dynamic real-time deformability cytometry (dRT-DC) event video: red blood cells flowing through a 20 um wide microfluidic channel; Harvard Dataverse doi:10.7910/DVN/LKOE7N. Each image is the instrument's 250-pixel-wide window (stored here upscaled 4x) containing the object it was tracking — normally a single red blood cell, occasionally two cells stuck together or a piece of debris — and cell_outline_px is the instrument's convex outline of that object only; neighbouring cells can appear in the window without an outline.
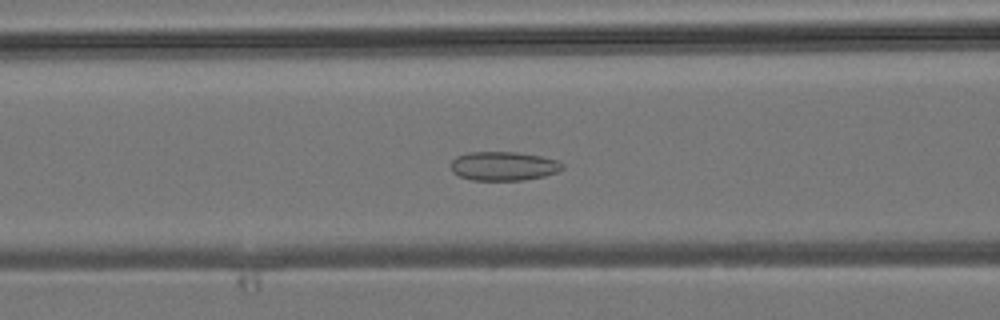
{"species": "common noctule bat (a hibernating species)", "species_latin": "Nyctalus noctula", "temperature_condition": "room temperature", "stored_images_in_passage": 32, "camera_frame_rate_fps": 3000, "um_per_image_px": 0.085, "animal": {"sex": "male", "body_mass_g": 19.2, "forearm_length_mm": 51.8}, "frame": {"image": 1, "passage_image": 13, "time_ms": 4.0, "image_size_px": [1000, 320], "cell_outline_px": [[564, 168], [556, 172], [544, 176], [524, 180], [472, 180], [460, 176], [452, 172], [452, 160], [456, 156], [468, 152], [516, 152], [540, 156], [560, 160], [564, 164]], "centroid_in_image_um": [42.83, 14.11], "position_along_channel_um": 123.8, "area_um2": 18.9}}
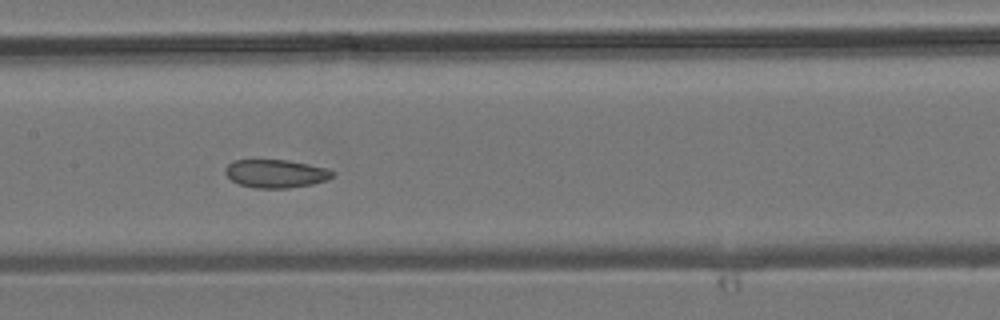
{"frame": {"image": 2, "passage_image": 17, "time_ms": 5.333, "image_size_px": [1000, 320], "cell_outline_px": [[332, 176], [328, 180], [312, 184], [288, 188], [256, 188], [240, 184], [232, 180], [224, 172], [224, 168], [232, 160], [288, 160], [308, 164], [324, 168], [332, 172]], "centroid_in_image_um": [23.4, 14.75], "position_along_channel_um": 184.0, "area_um2": 17.46}}
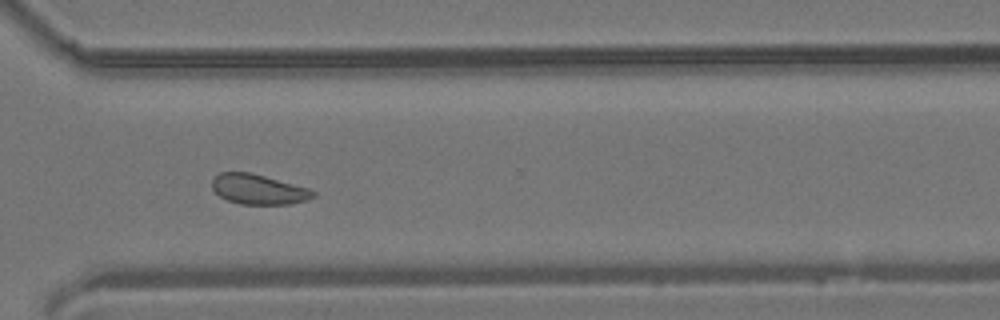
{"frame": {"image": 3, "passage_image": 28, "time_ms": 9.0, "image_size_px": [1000, 320], "cell_outline_px": [[316, 196], [308, 200], [288, 204], [240, 204], [228, 200], [220, 196], [212, 188], [212, 176], [220, 172], [248, 172], [264, 176], [308, 188], [316, 192]], "centroid_in_image_um": [21.95, 16.09], "position_along_channel_um": 348.6, "area_um2": 17.63}}